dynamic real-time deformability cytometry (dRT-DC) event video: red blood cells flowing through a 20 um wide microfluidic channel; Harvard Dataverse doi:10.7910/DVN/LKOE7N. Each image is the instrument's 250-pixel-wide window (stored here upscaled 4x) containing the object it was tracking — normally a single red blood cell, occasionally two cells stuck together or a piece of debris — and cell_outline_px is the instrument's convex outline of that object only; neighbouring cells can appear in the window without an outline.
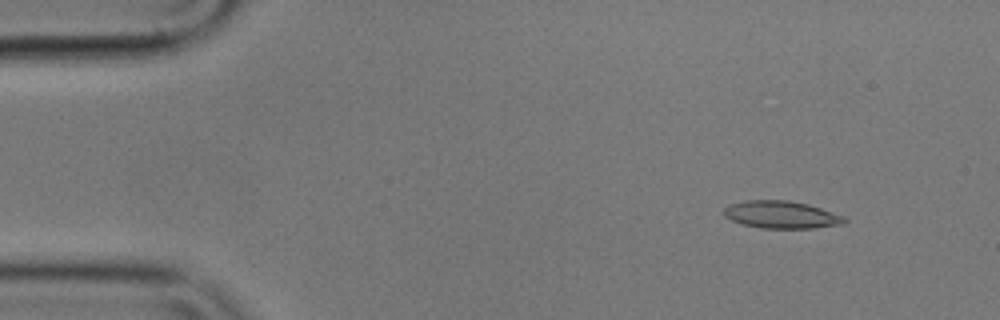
{"species": "common noctule bat (a hibernating species)", "species_latin": "Nyctalus noctula", "temperature_condition": "cold", "stored_images_in_passage": 56, "camera_frame_rate_fps": 3000, "um_per_image_px": 0.085, "animal": {"sex": "male", "body_mass_g": 17.9}, "frame": {"image": 1, "passage_image": 6, "time_ms": 1.667, "image_size_px": [1000, 320], "cell_outline_px": [[848, 220], [844, 224], [816, 228], [760, 228], [744, 224], [732, 220], [724, 216], [724, 208], [728, 204], [744, 200], [788, 200], [808, 204], [844, 216]], "centroid_in_image_um": [66.42, 18.24], "position_along_channel_um": 18.6, "area_um2": 19.36}}
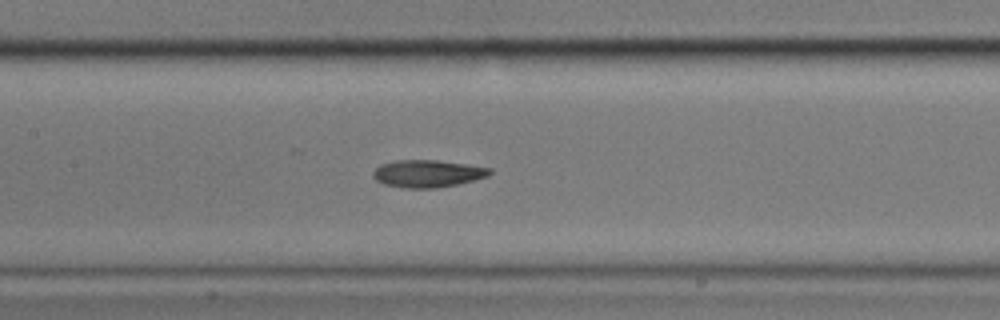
{"frame": {"image": 2, "passage_image": 26, "time_ms": 8.333, "image_size_px": [1000, 320], "cell_outline_px": [[492, 172], [488, 176], [456, 184], [436, 188], [408, 188], [384, 184], [376, 180], [372, 176], [372, 172], [380, 164], [396, 160], [436, 160], [492, 168]], "centroid_in_image_um": [36.31, 14.75], "position_along_channel_um": 171.1, "area_um2": 18.44}}
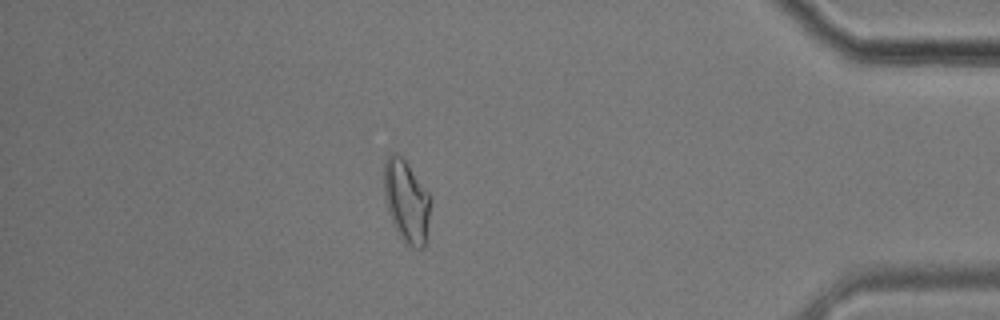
{"frame": {"image": 3, "passage_image": 49, "time_ms": 16.0, "image_size_px": [1000, 320], "cell_outline_px": [[432, 196], [424, 248], [416, 248], [404, 244], [388, 212], [384, 196], [384, 160], [388, 156], [396, 152], [408, 164]], "centroid_in_image_um": [34.56, 17.09], "position_along_channel_um": 400.6, "area_um2": 22.37}, "authors_computed_cell_mechanics": {"area_um2": 18.9295, "velocity_mm_per_s": 3.5337, "shape_relaxation_time_tau1_ms": 7.8246, "shape_relaxation_time_tau2_ms": 2.4706, "deformation_change_tau1": 0.2042, "deformation_change_tau2": 0.0962}}